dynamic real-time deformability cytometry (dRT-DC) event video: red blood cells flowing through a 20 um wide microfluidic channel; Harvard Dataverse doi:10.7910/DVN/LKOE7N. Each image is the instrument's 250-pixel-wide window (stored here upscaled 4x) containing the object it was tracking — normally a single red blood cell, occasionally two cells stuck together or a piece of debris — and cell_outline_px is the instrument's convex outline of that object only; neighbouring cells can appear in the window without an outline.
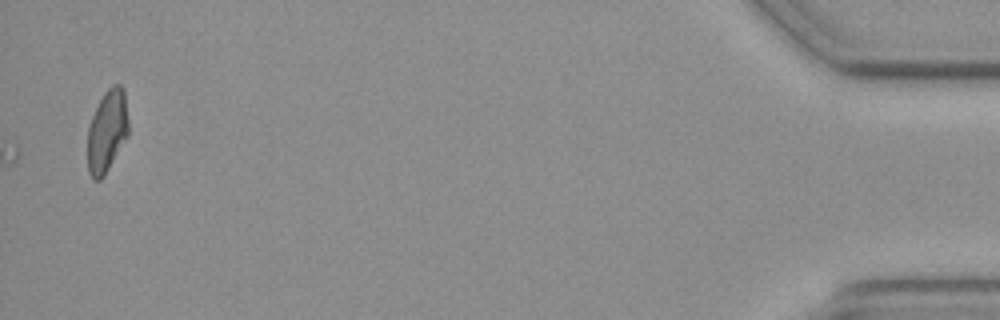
{"species": "common noctule bat (a hibernating species)", "species_latin": "Nyctalus noctula", "temperature_condition": "cold", "stored_images_in_passage": 50, "camera_frame_rate_fps": 3000, "um_per_image_px": 0.085, "animal": {"sex": "female", "body_mass_g": 19.3, "forearm_length_mm": 54.1}, "frame": {"image": 1, "passage_image": 50, "time_ms": 16.333, "image_size_px": [1000, 320], "cell_outline_px": [[128, 136], [104, 176], [100, 180], [92, 180], [88, 172], [88, 128], [92, 116], [104, 92], [112, 84], [120, 84], [124, 88], [128, 120]], "centroid_in_image_um": [9.11, 11.15], "position_along_channel_um": 426.1, "area_um2": 19.71}}